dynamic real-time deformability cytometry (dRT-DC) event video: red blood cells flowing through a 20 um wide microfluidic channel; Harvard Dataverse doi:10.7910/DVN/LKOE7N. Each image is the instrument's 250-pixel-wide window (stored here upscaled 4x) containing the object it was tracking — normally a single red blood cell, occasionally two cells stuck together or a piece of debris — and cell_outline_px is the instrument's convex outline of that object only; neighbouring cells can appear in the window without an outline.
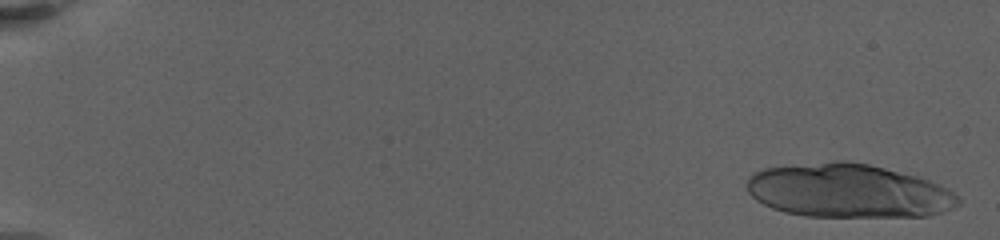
{"species": "human", "species_latin": "Homo sapiens", "temperature_condition": "warm", "stored_images_in_passage": 15, "camera_frame_rate_fps": 3000, "um_per_image_px": 0.085, "donor": {"sex": "female"}, "frame": {"image": 1, "passage_image": 1, "time_ms": 0.0, "image_size_px": [1000, 240], "cell_outline_px": [[960, 204], [952, 208], [928, 216], [804, 216], [784, 212], [772, 208], [756, 200], [748, 192], [748, 176], [752, 172], [764, 168], [836, 160], [844, 160], [868, 164], [916, 176], [928, 180], [948, 188], [960, 196]], "centroid_in_image_um": [72.1, 16.22], "position_along_channel_um": 12.9, "area_um2": 66.18}}